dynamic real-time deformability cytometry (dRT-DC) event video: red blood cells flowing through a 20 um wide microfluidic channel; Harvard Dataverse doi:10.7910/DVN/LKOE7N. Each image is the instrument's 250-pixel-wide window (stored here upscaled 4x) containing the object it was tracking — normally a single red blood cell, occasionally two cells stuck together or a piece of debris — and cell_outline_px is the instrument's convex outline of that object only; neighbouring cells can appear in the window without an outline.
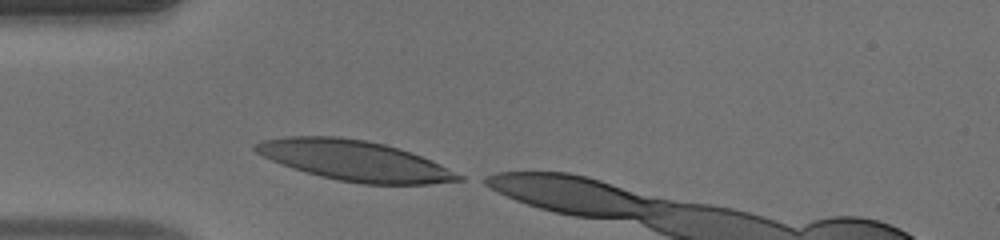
{"species": "human", "species_latin": "Homo sapiens", "temperature_condition": "warm", "stored_images_in_passage": 14, "camera_frame_rate_fps": 3000, "um_per_image_px": 0.085, "donor": {"sex": "male"}, "frame": {"image": 1, "passage_image": 1, "time_ms": 0.0, "image_size_px": [1000, 240], "cell_outline_px": [[464, 180], [428, 184], [364, 184], [340, 180], [320, 176], [272, 160], [256, 152], [252, 148], [256, 144], [264, 140], [288, 136], [336, 136], [364, 140], [384, 144], [420, 156], [464, 176]], "centroid_in_image_um": [30.14, 13.65], "position_along_channel_um": 54.9, "area_um2": 46.59}}
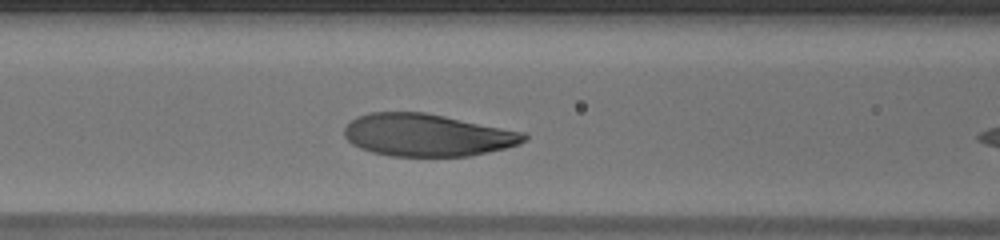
{"frame": {"image": 2, "passage_image": 7, "time_ms": 2.0, "image_size_px": [1000, 240], "cell_outline_px": [[528, 136], [524, 140], [516, 144], [504, 148], [472, 156], [392, 156], [372, 152], [348, 140], [344, 136], [344, 128], [352, 120], [360, 116], [372, 112], [424, 112], [524, 132]], "centroid_in_image_um": [36.31, 11.48], "position_along_channel_um": 130.3, "area_um2": 43.75}}